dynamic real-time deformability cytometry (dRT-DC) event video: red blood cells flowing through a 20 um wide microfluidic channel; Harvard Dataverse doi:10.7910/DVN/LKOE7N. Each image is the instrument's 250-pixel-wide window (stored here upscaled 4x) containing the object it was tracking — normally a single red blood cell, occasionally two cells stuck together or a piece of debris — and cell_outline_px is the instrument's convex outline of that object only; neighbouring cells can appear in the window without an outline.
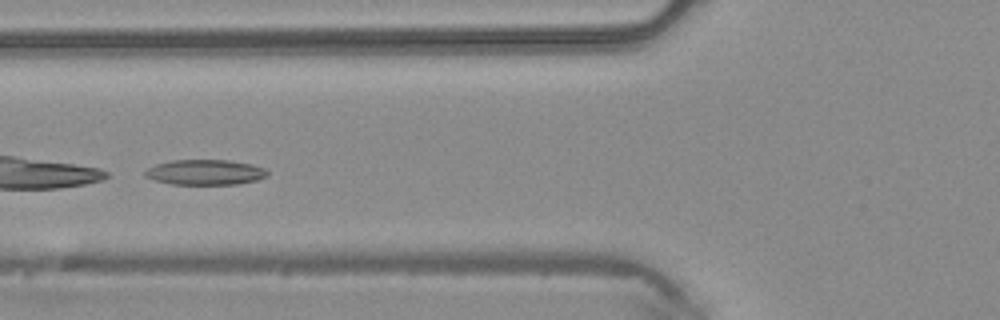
{"species": "common noctule bat (a hibernating species)", "species_latin": "Nyctalus noctula", "temperature_condition": "warm", "stored_images_in_passage": 45, "camera_frame_rate_fps": 3000, "um_per_image_px": 0.085, "animal": {"sex": "male", "body_mass_g": 20.4}, "frame": {"image": 1, "passage_image": 18, "time_ms": 5.667, "image_size_px": [1000, 320], "cell_outline_px": [[268, 176], [256, 180], [236, 184], [172, 184], [156, 180], [144, 176], [144, 172], [148, 168], [156, 164], [172, 160], [228, 160], [252, 164], [264, 168], [268, 172]], "centroid_in_image_um": [17.45, 14.63], "position_along_channel_um": 108.4, "area_um2": 17.92}}
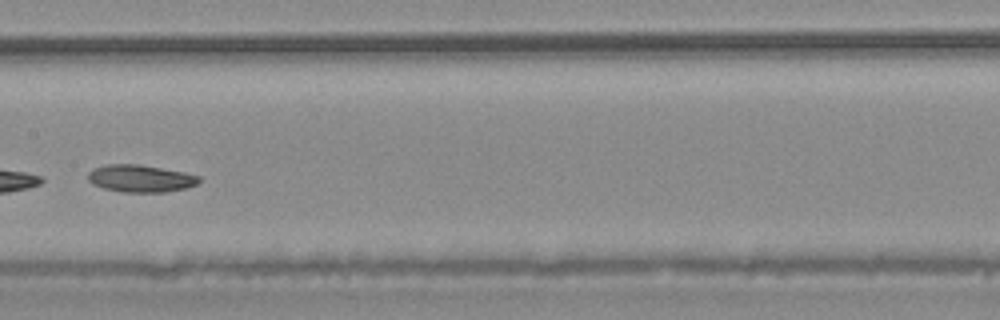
{"frame": {"image": 2, "passage_image": 24, "time_ms": 7.667, "image_size_px": [1000, 320], "cell_outline_px": [[200, 180], [196, 184], [184, 188], [164, 192], [124, 192], [104, 188], [92, 184], [88, 180], [88, 172], [92, 168], [104, 164], [140, 164], [184, 172], [200, 176]], "centroid_in_image_um": [11.9, 15.15], "position_along_channel_um": 195.5, "area_um2": 17.69}}